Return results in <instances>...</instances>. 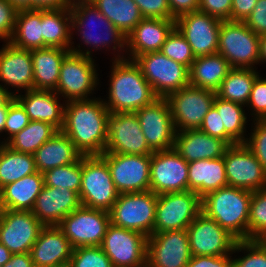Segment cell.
<instances>
[{
  "label": "cell",
  "instance_id": "1",
  "mask_svg": "<svg viewBox=\"0 0 266 267\" xmlns=\"http://www.w3.org/2000/svg\"><path fill=\"white\" fill-rule=\"evenodd\" d=\"M109 114L101 98L66 101L61 131L82 156L102 155L107 145Z\"/></svg>",
  "mask_w": 266,
  "mask_h": 267
},
{
  "label": "cell",
  "instance_id": "2",
  "mask_svg": "<svg viewBox=\"0 0 266 267\" xmlns=\"http://www.w3.org/2000/svg\"><path fill=\"white\" fill-rule=\"evenodd\" d=\"M111 69L108 101L103 99L110 113L135 112L158 98L134 60H114Z\"/></svg>",
  "mask_w": 266,
  "mask_h": 267
},
{
  "label": "cell",
  "instance_id": "3",
  "mask_svg": "<svg viewBox=\"0 0 266 267\" xmlns=\"http://www.w3.org/2000/svg\"><path fill=\"white\" fill-rule=\"evenodd\" d=\"M252 191L225 186L201 198L202 212L238 240H248Z\"/></svg>",
  "mask_w": 266,
  "mask_h": 267
},
{
  "label": "cell",
  "instance_id": "4",
  "mask_svg": "<svg viewBox=\"0 0 266 267\" xmlns=\"http://www.w3.org/2000/svg\"><path fill=\"white\" fill-rule=\"evenodd\" d=\"M69 8L71 11V30L77 29V34L80 33L78 36L81 37L80 39L87 47L92 46L91 49L100 50L102 47L109 48L113 43L112 50L114 52L118 51V54L112 60L126 59V55L121 56L120 54L126 47V35L117 29L92 2L89 0H72ZM97 22L98 26L102 28L97 30L99 33L94 34L91 27L98 28L95 24Z\"/></svg>",
  "mask_w": 266,
  "mask_h": 267
},
{
  "label": "cell",
  "instance_id": "5",
  "mask_svg": "<svg viewBox=\"0 0 266 267\" xmlns=\"http://www.w3.org/2000/svg\"><path fill=\"white\" fill-rule=\"evenodd\" d=\"M70 47V52L64 57L59 73L55 92L64 97L65 101L89 100L90 94L99 84L95 60L91 49L81 50L80 44ZM95 88V89H94ZM89 94V95H88Z\"/></svg>",
  "mask_w": 266,
  "mask_h": 267
},
{
  "label": "cell",
  "instance_id": "6",
  "mask_svg": "<svg viewBox=\"0 0 266 267\" xmlns=\"http://www.w3.org/2000/svg\"><path fill=\"white\" fill-rule=\"evenodd\" d=\"M119 194L107 162L100 155L82 156L81 205L109 212Z\"/></svg>",
  "mask_w": 266,
  "mask_h": 267
},
{
  "label": "cell",
  "instance_id": "7",
  "mask_svg": "<svg viewBox=\"0 0 266 267\" xmlns=\"http://www.w3.org/2000/svg\"><path fill=\"white\" fill-rule=\"evenodd\" d=\"M157 199L158 195L150 190L119 194L109 211L111 224L151 236Z\"/></svg>",
  "mask_w": 266,
  "mask_h": 267
},
{
  "label": "cell",
  "instance_id": "8",
  "mask_svg": "<svg viewBox=\"0 0 266 267\" xmlns=\"http://www.w3.org/2000/svg\"><path fill=\"white\" fill-rule=\"evenodd\" d=\"M232 68H251L259 63L260 36L244 22L222 21L219 29L218 51Z\"/></svg>",
  "mask_w": 266,
  "mask_h": 267
},
{
  "label": "cell",
  "instance_id": "9",
  "mask_svg": "<svg viewBox=\"0 0 266 267\" xmlns=\"http://www.w3.org/2000/svg\"><path fill=\"white\" fill-rule=\"evenodd\" d=\"M134 62L140 67L154 94L166 98L169 94L189 86V69L158 52L138 55Z\"/></svg>",
  "mask_w": 266,
  "mask_h": 267
},
{
  "label": "cell",
  "instance_id": "10",
  "mask_svg": "<svg viewBox=\"0 0 266 267\" xmlns=\"http://www.w3.org/2000/svg\"><path fill=\"white\" fill-rule=\"evenodd\" d=\"M110 224L108 211L80 205L64 217L57 226L75 249L78 247L101 246Z\"/></svg>",
  "mask_w": 266,
  "mask_h": 267
},
{
  "label": "cell",
  "instance_id": "11",
  "mask_svg": "<svg viewBox=\"0 0 266 267\" xmlns=\"http://www.w3.org/2000/svg\"><path fill=\"white\" fill-rule=\"evenodd\" d=\"M202 212L201 198L192 191L158 195L153 233L187 229Z\"/></svg>",
  "mask_w": 266,
  "mask_h": 267
},
{
  "label": "cell",
  "instance_id": "12",
  "mask_svg": "<svg viewBox=\"0 0 266 267\" xmlns=\"http://www.w3.org/2000/svg\"><path fill=\"white\" fill-rule=\"evenodd\" d=\"M215 97V91L190 85L169 94L166 99L176 132L199 129Z\"/></svg>",
  "mask_w": 266,
  "mask_h": 267
},
{
  "label": "cell",
  "instance_id": "13",
  "mask_svg": "<svg viewBox=\"0 0 266 267\" xmlns=\"http://www.w3.org/2000/svg\"><path fill=\"white\" fill-rule=\"evenodd\" d=\"M147 239L140 232L110 224L101 248L114 267H146Z\"/></svg>",
  "mask_w": 266,
  "mask_h": 267
},
{
  "label": "cell",
  "instance_id": "14",
  "mask_svg": "<svg viewBox=\"0 0 266 267\" xmlns=\"http://www.w3.org/2000/svg\"><path fill=\"white\" fill-rule=\"evenodd\" d=\"M104 153L152 155L135 112L110 113Z\"/></svg>",
  "mask_w": 266,
  "mask_h": 267
},
{
  "label": "cell",
  "instance_id": "15",
  "mask_svg": "<svg viewBox=\"0 0 266 267\" xmlns=\"http://www.w3.org/2000/svg\"><path fill=\"white\" fill-rule=\"evenodd\" d=\"M191 256L232 255L238 239L201 212L187 227Z\"/></svg>",
  "mask_w": 266,
  "mask_h": 267
},
{
  "label": "cell",
  "instance_id": "16",
  "mask_svg": "<svg viewBox=\"0 0 266 267\" xmlns=\"http://www.w3.org/2000/svg\"><path fill=\"white\" fill-rule=\"evenodd\" d=\"M111 178L120 194L150 190L151 155L103 153Z\"/></svg>",
  "mask_w": 266,
  "mask_h": 267
},
{
  "label": "cell",
  "instance_id": "17",
  "mask_svg": "<svg viewBox=\"0 0 266 267\" xmlns=\"http://www.w3.org/2000/svg\"><path fill=\"white\" fill-rule=\"evenodd\" d=\"M135 114L153 152L174 148L176 129L166 98H156L151 104L135 111Z\"/></svg>",
  "mask_w": 266,
  "mask_h": 267
},
{
  "label": "cell",
  "instance_id": "18",
  "mask_svg": "<svg viewBox=\"0 0 266 267\" xmlns=\"http://www.w3.org/2000/svg\"><path fill=\"white\" fill-rule=\"evenodd\" d=\"M224 161L228 186L252 192L266 188V171L244 143L229 146Z\"/></svg>",
  "mask_w": 266,
  "mask_h": 267
},
{
  "label": "cell",
  "instance_id": "19",
  "mask_svg": "<svg viewBox=\"0 0 266 267\" xmlns=\"http://www.w3.org/2000/svg\"><path fill=\"white\" fill-rule=\"evenodd\" d=\"M188 162L174 149L155 151L150 163V191L156 195L188 190Z\"/></svg>",
  "mask_w": 266,
  "mask_h": 267
},
{
  "label": "cell",
  "instance_id": "20",
  "mask_svg": "<svg viewBox=\"0 0 266 267\" xmlns=\"http://www.w3.org/2000/svg\"><path fill=\"white\" fill-rule=\"evenodd\" d=\"M44 227L32 211L2 209L0 243L12 254L30 252Z\"/></svg>",
  "mask_w": 266,
  "mask_h": 267
},
{
  "label": "cell",
  "instance_id": "21",
  "mask_svg": "<svg viewBox=\"0 0 266 267\" xmlns=\"http://www.w3.org/2000/svg\"><path fill=\"white\" fill-rule=\"evenodd\" d=\"M190 258L186 229L153 233L147 239L146 267H186Z\"/></svg>",
  "mask_w": 266,
  "mask_h": 267
},
{
  "label": "cell",
  "instance_id": "22",
  "mask_svg": "<svg viewBox=\"0 0 266 267\" xmlns=\"http://www.w3.org/2000/svg\"><path fill=\"white\" fill-rule=\"evenodd\" d=\"M221 22L207 13L194 11L177 17L175 27L191 46L194 56L201 57L217 53Z\"/></svg>",
  "mask_w": 266,
  "mask_h": 267
},
{
  "label": "cell",
  "instance_id": "23",
  "mask_svg": "<svg viewBox=\"0 0 266 267\" xmlns=\"http://www.w3.org/2000/svg\"><path fill=\"white\" fill-rule=\"evenodd\" d=\"M80 205L76 192L68 188L44 185L31 211L44 226H57Z\"/></svg>",
  "mask_w": 266,
  "mask_h": 267
},
{
  "label": "cell",
  "instance_id": "24",
  "mask_svg": "<svg viewBox=\"0 0 266 267\" xmlns=\"http://www.w3.org/2000/svg\"><path fill=\"white\" fill-rule=\"evenodd\" d=\"M174 28L175 20L143 18L126 36L127 58L134 60L138 55L160 51Z\"/></svg>",
  "mask_w": 266,
  "mask_h": 267
},
{
  "label": "cell",
  "instance_id": "25",
  "mask_svg": "<svg viewBox=\"0 0 266 267\" xmlns=\"http://www.w3.org/2000/svg\"><path fill=\"white\" fill-rule=\"evenodd\" d=\"M0 49V81L5 87L17 88L19 90L33 89V63L31 51L18 48L10 42ZM21 88V89H20Z\"/></svg>",
  "mask_w": 266,
  "mask_h": 267
},
{
  "label": "cell",
  "instance_id": "26",
  "mask_svg": "<svg viewBox=\"0 0 266 267\" xmlns=\"http://www.w3.org/2000/svg\"><path fill=\"white\" fill-rule=\"evenodd\" d=\"M73 247L58 226H45L30 250L35 267H52L68 263Z\"/></svg>",
  "mask_w": 266,
  "mask_h": 267
},
{
  "label": "cell",
  "instance_id": "27",
  "mask_svg": "<svg viewBox=\"0 0 266 267\" xmlns=\"http://www.w3.org/2000/svg\"><path fill=\"white\" fill-rule=\"evenodd\" d=\"M229 145L222 139L212 137L200 129L176 132L174 149L188 163L223 157Z\"/></svg>",
  "mask_w": 266,
  "mask_h": 267
},
{
  "label": "cell",
  "instance_id": "28",
  "mask_svg": "<svg viewBox=\"0 0 266 267\" xmlns=\"http://www.w3.org/2000/svg\"><path fill=\"white\" fill-rule=\"evenodd\" d=\"M25 95H15V99L25 109L30 121H44L61 130L64 122V110L55 91L28 90Z\"/></svg>",
  "mask_w": 266,
  "mask_h": 267
},
{
  "label": "cell",
  "instance_id": "29",
  "mask_svg": "<svg viewBox=\"0 0 266 267\" xmlns=\"http://www.w3.org/2000/svg\"><path fill=\"white\" fill-rule=\"evenodd\" d=\"M188 190L200 198L221 187L228 186L224 156L188 163Z\"/></svg>",
  "mask_w": 266,
  "mask_h": 267
},
{
  "label": "cell",
  "instance_id": "30",
  "mask_svg": "<svg viewBox=\"0 0 266 267\" xmlns=\"http://www.w3.org/2000/svg\"><path fill=\"white\" fill-rule=\"evenodd\" d=\"M69 52L52 47L31 50L34 90H56L62 61Z\"/></svg>",
  "mask_w": 266,
  "mask_h": 267
},
{
  "label": "cell",
  "instance_id": "31",
  "mask_svg": "<svg viewBox=\"0 0 266 267\" xmlns=\"http://www.w3.org/2000/svg\"><path fill=\"white\" fill-rule=\"evenodd\" d=\"M33 155L36 169L40 173L77 162L82 157L74 143L61 130L38 148Z\"/></svg>",
  "mask_w": 266,
  "mask_h": 267
},
{
  "label": "cell",
  "instance_id": "32",
  "mask_svg": "<svg viewBox=\"0 0 266 267\" xmlns=\"http://www.w3.org/2000/svg\"><path fill=\"white\" fill-rule=\"evenodd\" d=\"M44 186L43 173L36 172L0 189L2 209L31 211Z\"/></svg>",
  "mask_w": 266,
  "mask_h": 267
},
{
  "label": "cell",
  "instance_id": "33",
  "mask_svg": "<svg viewBox=\"0 0 266 267\" xmlns=\"http://www.w3.org/2000/svg\"><path fill=\"white\" fill-rule=\"evenodd\" d=\"M231 69L229 62L219 53L196 57L189 69V84L216 92Z\"/></svg>",
  "mask_w": 266,
  "mask_h": 267
},
{
  "label": "cell",
  "instance_id": "34",
  "mask_svg": "<svg viewBox=\"0 0 266 267\" xmlns=\"http://www.w3.org/2000/svg\"><path fill=\"white\" fill-rule=\"evenodd\" d=\"M71 11L69 7L42 10L43 48L70 50L74 44L71 37Z\"/></svg>",
  "mask_w": 266,
  "mask_h": 267
},
{
  "label": "cell",
  "instance_id": "35",
  "mask_svg": "<svg viewBox=\"0 0 266 267\" xmlns=\"http://www.w3.org/2000/svg\"><path fill=\"white\" fill-rule=\"evenodd\" d=\"M9 42L30 51L42 49V10H18L14 32Z\"/></svg>",
  "mask_w": 266,
  "mask_h": 267
},
{
  "label": "cell",
  "instance_id": "36",
  "mask_svg": "<svg viewBox=\"0 0 266 267\" xmlns=\"http://www.w3.org/2000/svg\"><path fill=\"white\" fill-rule=\"evenodd\" d=\"M124 35L143 19L134 0H89Z\"/></svg>",
  "mask_w": 266,
  "mask_h": 267
},
{
  "label": "cell",
  "instance_id": "37",
  "mask_svg": "<svg viewBox=\"0 0 266 267\" xmlns=\"http://www.w3.org/2000/svg\"><path fill=\"white\" fill-rule=\"evenodd\" d=\"M36 172L33 154L18 152L0 143V189Z\"/></svg>",
  "mask_w": 266,
  "mask_h": 267
},
{
  "label": "cell",
  "instance_id": "38",
  "mask_svg": "<svg viewBox=\"0 0 266 267\" xmlns=\"http://www.w3.org/2000/svg\"><path fill=\"white\" fill-rule=\"evenodd\" d=\"M259 75L255 67L232 68L222 81L216 96L220 99L231 101L245 106L248 103L252 85Z\"/></svg>",
  "mask_w": 266,
  "mask_h": 267
},
{
  "label": "cell",
  "instance_id": "39",
  "mask_svg": "<svg viewBox=\"0 0 266 267\" xmlns=\"http://www.w3.org/2000/svg\"><path fill=\"white\" fill-rule=\"evenodd\" d=\"M58 131L48 122L30 121L23 130L11 137L5 144L18 152L34 154Z\"/></svg>",
  "mask_w": 266,
  "mask_h": 267
},
{
  "label": "cell",
  "instance_id": "40",
  "mask_svg": "<svg viewBox=\"0 0 266 267\" xmlns=\"http://www.w3.org/2000/svg\"><path fill=\"white\" fill-rule=\"evenodd\" d=\"M213 106L216 108L221 120V129H225V132L236 142L245 143V128L247 116L245 114L244 107L241 104L226 101L215 97Z\"/></svg>",
  "mask_w": 266,
  "mask_h": 267
},
{
  "label": "cell",
  "instance_id": "41",
  "mask_svg": "<svg viewBox=\"0 0 266 267\" xmlns=\"http://www.w3.org/2000/svg\"><path fill=\"white\" fill-rule=\"evenodd\" d=\"M44 185L68 188L79 195L82 179V157L69 165L49 169L43 173Z\"/></svg>",
  "mask_w": 266,
  "mask_h": 267
},
{
  "label": "cell",
  "instance_id": "42",
  "mask_svg": "<svg viewBox=\"0 0 266 267\" xmlns=\"http://www.w3.org/2000/svg\"><path fill=\"white\" fill-rule=\"evenodd\" d=\"M248 240L266 241V188L252 192L248 217Z\"/></svg>",
  "mask_w": 266,
  "mask_h": 267
},
{
  "label": "cell",
  "instance_id": "43",
  "mask_svg": "<svg viewBox=\"0 0 266 267\" xmlns=\"http://www.w3.org/2000/svg\"><path fill=\"white\" fill-rule=\"evenodd\" d=\"M236 251L237 253L244 251L246 255L232 258V267H266L265 240H238L233 253Z\"/></svg>",
  "mask_w": 266,
  "mask_h": 267
},
{
  "label": "cell",
  "instance_id": "44",
  "mask_svg": "<svg viewBox=\"0 0 266 267\" xmlns=\"http://www.w3.org/2000/svg\"><path fill=\"white\" fill-rule=\"evenodd\" d=\"M160 52L168 58L186 66L188 69H190L196 58L191 46L176 27L167 36Z\"/></svg>",
  "mask_w": 266,
  "mask_h": 267
},
{
  "label": "cell",
  "instance_id": "45",
  "mask_svg": "<svg viewBox=\"0 0 266 267\" xmlns=\"http://www.w3.org/2000/svg\"><path fill=\"white\" fill-rule=\"evenodd\" d=\"M69 263L71 267H114L101 246L73 249Z\"/></svg>",
  "mask_w": 266,
  "mask_h": 267
},
{
  "label": "cell",
  "instance_id": "46",
  "mask_svg": "<svg viewBox=\"0 0 266 267\" xmlns=\"http://www.w3.org/2000/svg\"><path fill=\"white\" fill-rule=\"evenodd\" d=\"M254 128L244 143L266 171V120H253Z\"/></svg>",
  "mask_w": 266,
  "mask_h": 267
},
{
  "label": "cell",
  "instance_id": "47",
  "mask_svg": "<svg viewBox=\"0 0 266 267\" xmlns=\"http://www.w3.org/2000/svg\"><path fill=\"white\" fill-rule=\"evenodd\" d=\"M30 120L22 105L14 98L9 103L8 114L5 122V133L7 132V139L1 144L6 143L11 137L23 130Z\"/></svg>",
  "mask_w": 266,
  "mask_h": 267
},
{
  "label": "cell",
  "instance_id": "48",
  "mask_svg": "<svg viewBox=\"0 0 266 267\" xmlns=\"http://www.w3.org/2000/svg\"><path fill=\"white\" fill-rule=\"evenodd\" d=\"M246 106L252 111L256 120H266V78L258 75L252 85L250 97ZM254 112V113H253Z\"/></svg>",
  "mask_w": 266,
  "mask_h": 267
},
{
  "label": "cell",
  "instance_id": "49",
  "mask_svg": "<svg viewBox=\"0 0 266 267\" xmlns=\"http://www.w3.org/2000/svg\"><path fill=\"white\" fill-rule=\"evenodd\" d=\"M143 18L176 20L170 11L168 0H134Z\"/></svg>",
  "mask_w": 266,
  "mask_h": 267
},
{
  "label": "cell",
  "instance_id": "50",
  "mask_svg": "<svg viewBox=\"0 0 266 267\" xmlns=\"http://www.w3.org/2000/svg\"><path fill=\"white\" fill-rule=\"evenodd\" d=\"M206 134L224 140L229 146L237 144L226 132L221 129L220 115L216 108L212 106L205 115L202 125L199 128Z\"/></svg>",
  "mask_w": 266,
  "mask_h": 267
},
{
  "label": "cell",
  "instance_id": "51",
  "mask_svg": "<svg viewBox=\"0 0 266 267\" xmlns=\"http://www.w3.org/2000/svg\"><path fill=\"white\" fill-rule=\"evenodd\" d=\"M18 10L8 1L0 0V38L9 42L15 27Z\"/></svg>",
  "mask_w": 266,
  "mask_h": 267
},
{
  "label": "cell",
  "instance_id": "52",
  "mask_svg": "<svg viewBox=\"0 0 266 267\" xmlns=\"http://www.w3.org/2000/svg\"><path fill=\"white\" fill-rule=\"evenodd\" d=\"M231 9L232 0H199L198 11L207 13L222 21H230Z\"/></svg>",
  "mask_w": 266,
  "mask_h": 267
},
{
  "label": "cell",
  "instance_id": "53",
  "mask_svg": "<svg viewBox=\"0 0 266 267\" xmlns=\"http://www.w3.org/2000/svg\"><path fill=\"white\" fill-rule=\"evenodd\" d=\"M244 23L259 36L266 33V0H257L252 13Z\"/></svg>",
  "mask_w": 266,
  "mask_h": 267
},
{
  "label": "cell",
  "instance_id": "54",
  "mask_svg": "<svg viewBox=\"0 0 266 267\" xmlns=\"http://www.w3.org/2000/svg\"><path fill=\"white\" fill-rule=\"evenodd\" d=\"M232 256H191L186 267H232Z\"/></svg>",
  "mask_w": 266,
  "mask_h": 267
},
{
  "label": "cell",
  "instance_id": "55",
  "mask_svg": "<svg viewBox=\"0 0 266 267\" xmlns=\"http://www.w3.org/2000/svg\"><path fill=\"white\" fill-rule=\"evenodd\" d=\"M257 0H232L230 21L244 22L252 13Z\"/></svg>",
  "mask_w": 266,
  "mask_h": 267
},
{
  "label": "cell",
  "instance_id": "56",
  "mask_svg": "<svg viewBox=\"0 0 266 267\" xmlns=\"http://www.w3.org/2000/svg\"><path fill=\"white\" fill-rule=\"evenodd\" d=\"M172 15L177 18L182 14L198 11L199 0H168Z\"/></svg>",
  "mask_w": 266,
  "mask_h": 267
},
{
  "label": "cell",
  "instance_id": "57",
  "mask_svg": "<svg viewBox=\"0 0 266 267\" xmlns=\"http://www.w3.org/2000/svg\"><path fill=\"white\" fill-rule=\"evenodd\" d=\"M71 4L72 0H30V9H61Z\"/></svg>",
  "mask_w": 266,
  "mask_h": 267
},
{
  "label": "cell",
  "instance_id": "58",
  "mask_svg": "<svg viewBox=\"0 0 266 267\" xmlns=\"http://www.w3.org/2000/svg\"><path fill=\"white\" fill-rule=\"evenodd\" d=\"M2 267H35L30 252L12 254L10 261Z\"/></svg>",
  "mask_w": 266,
  "mask_h": 267
},
{
  "label": "cell",
  "instance_id": "59",
  "mask_svg": "<svg viewBox=\"0 0 266 267\" xmlns=\"http://www.w3.org/2000/svg\"><path fill=\"white\" fill-rule=\"evenodd\" d=\"M14 98V92H9L7 87L0 84V106H9Z\"/></svg>",
  "mask_w": 266,
  "mask_h": 267
},
{
  "label": "cell",
  "instance_id": "60",
  "mask_svg": "<svg viewBox=\"0 0 266 267\" xmlns=\"http://www.w3.org/2000/svg\"><path fill=\"white\" fill-rule=\"evenodd\" d=\"M12 256V253L9 251V249L0 243V266H3L5 263L10 261Z\"/></svg>",
  "mask_w": 266,
  "mask_h": 267
},
{
  "label": "cell",
  "instance_id": "61",
  "mask_svg": "<svg viewBox=\"0 0 266 267\" xmlns=\"http://www.w3.org/2000/svg\"><path fill=\"white\" fill-rule=\"evenodd\" d=\"M266 62V33L260 36L259 63Z\"/></svg>",
  "mask_w": 266,
  "mask_h": 267
},
{
  "label": "cell",
  "instance_id": "62",
  "mask_svg": "<svg viewBox=\"0 0 266 267\" xmlns=\"http://www.w3.org/2000/svg\"><path fill=\"white\" fill-rule=\"evenodd\" d=\"M17 10L30 9V0H8Z\"/></svg>",
  "mask_w": 266,
  "mask_h": 267
},
{
  "label": "cell",
  "instance_id": "63",
  "mask_svg": "<svg viewBox=\"0 0 266 267\" xmlns=\"http://www.w3.org/2000/svg\"><path fill=\"white\" fill-rule=\"evenodd\" d=\"M9 106H0V133L5 132V122Z\"/></svg>",
  "mask_w": 266,
  "mask_h": 267
},
{
  "label": "cell",
  "instance_id": "64",
  "mask_svg": "<svg viewBox=\"0 0 266 267\" xmlns=\"http://www.w3.org/2000/svg\"><path fill=\"white\" fill-rule=\"evenodd\" d=\"M52 267H71L70 263H64V264H61V265H57V266H52Z\"/></svg>",
  "mask_w": 266,
  "mask_h": 267
},
{
  "label": "cell",
  "instance_id": "65",
  "mask_svg": "<svg viewBox=\"0 0 266 267\" xmlns=\"http://www.w3.org/2000/svg\"><path fill=\"white\" fill-rule=\"evenodd\" d=\"M1 212H2V207H1V202H0V215H1Z\"/></svg>",
  "mask_w": 266,
  "mask_h": 267
}]
</instances>
